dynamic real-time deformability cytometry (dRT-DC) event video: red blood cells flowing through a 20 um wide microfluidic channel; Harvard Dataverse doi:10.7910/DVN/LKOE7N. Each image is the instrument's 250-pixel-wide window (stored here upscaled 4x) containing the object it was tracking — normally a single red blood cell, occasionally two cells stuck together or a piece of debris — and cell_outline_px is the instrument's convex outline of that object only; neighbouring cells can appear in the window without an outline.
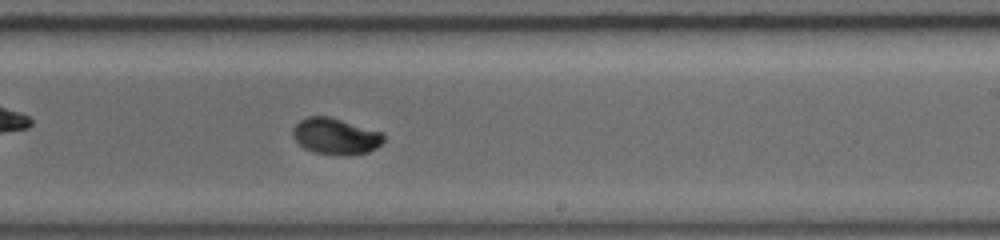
{"species": "common noctule bat (a hibernating species)", "species_latin": "Nyctalus noctula", "temperature_condition": "warm", "stored_images_in_passage": 43, "camera_frame_rate_fps": 5000, "um_per_image_px": 0.085, "animal": {"sex": "female", "body_mass_g": 19.0, "forearm_length_mm": 56.7}, "frame": {"image": 1, "passage_image": 25, "time_ms": 7.6, "image_size_px": [1000, 240], "cell_outline_px": [[384, 140], [376, 148], [368, 152], [352, 156], [336, 156], [316, 152], [304, 148], [292, 136], [292, 128], [300, 120], [308, 116], [328, 116], [384, 132]], "centroid_in_image_um": [28.54, 11.59], "position_along_channel_um": 260.5, "area_um2": 19.48}, "authors_computed_cell_mechanics": {"area_um2": 19.0162, "velocity_mm_per_s": 4.0836, "shape_relaxation_time_tau1_ms": 3.5783, "shape_relaxation_time_tau2_ms": null, "deformation_change_tau1": 0.1575, "deformation_change_tau2": null}}